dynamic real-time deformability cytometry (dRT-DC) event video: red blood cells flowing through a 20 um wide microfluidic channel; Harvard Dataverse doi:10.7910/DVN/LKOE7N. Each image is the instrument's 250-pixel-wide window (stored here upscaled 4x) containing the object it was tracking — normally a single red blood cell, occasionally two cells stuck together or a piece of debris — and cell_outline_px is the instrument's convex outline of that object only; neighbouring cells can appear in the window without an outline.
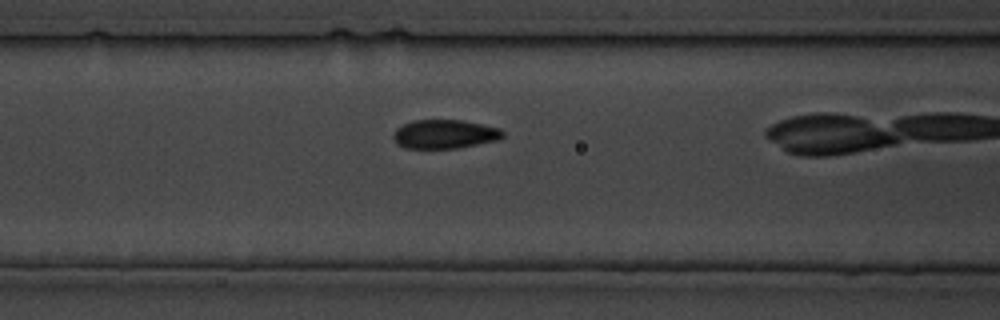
{"species": "common noctule bat (a hibernating species)", "species_latin": "Nyctalus noctula", "temperature_condition": "cold", "stored_images_in_passage": 11, "camera_frame_rate_fps": 3000, "um_per_image_px": 0.085, "animal": {"sex": "male", "body_mass_g": 19.5, "forearm_length_mm": 54.6}, "frame": {"image": 1, "passage_image": 7, "time_ms": 8.0, "image_size_px": [1000, 320], "cell_outline_px": [[504, 136], [500, 140], [456, 148], [404, 148], [396, 144], [392, 136], [396, 128], [412, 120], [460, 120], [500, 128], [504, 132]], "centroid_in_image_um": [37.78, 11.4], "position_along_channel_um": 128.8, "area_um2": 18.5}}